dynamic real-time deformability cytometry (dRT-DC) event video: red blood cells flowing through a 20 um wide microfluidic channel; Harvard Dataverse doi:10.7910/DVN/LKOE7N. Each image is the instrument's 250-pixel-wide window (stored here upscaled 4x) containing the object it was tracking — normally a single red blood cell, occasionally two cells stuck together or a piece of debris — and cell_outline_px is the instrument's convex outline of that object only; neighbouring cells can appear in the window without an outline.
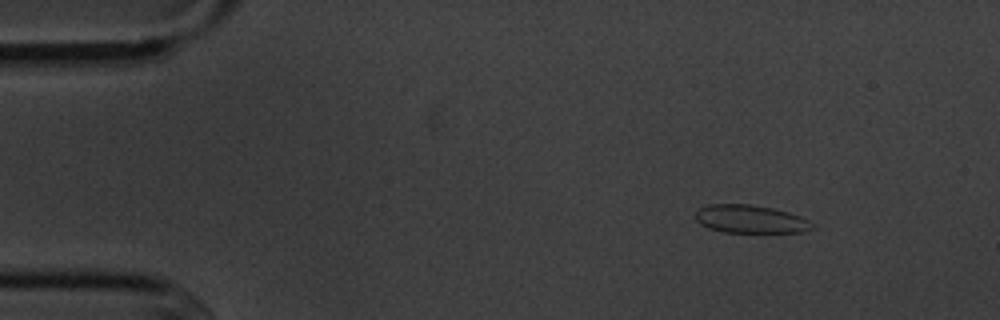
{"species": "common noctule bat (a hibernating species)", "species_latin": "Nyctalus noctula", "temperature_condition": "cold", "stored_images_in_passage": 3, "camera_frame_rate_fps": 3000, "um_per_image_px": 0.085, "animal": {"sex": "male", "body_mass_g": 20.1, "forearm_length_mm": 53.5}, "frame": {"image": 1, "passage_image": 1, "time_ms": 0.0, "image_size_px": [1000, 320], "cell_outline_px": [[812, 228], [804, 232], [724, 232], [708, 228], [700, 224], [696, 220], [696, 208], [708, 204], [748, 204], [772, 208], [788, 212], [800, 216], [808, 220], [812, 224]], "centroid_in_image_um": [63.73, 18.62], "position_along_channel_um": 21.3, "area_um2": 19.07}}
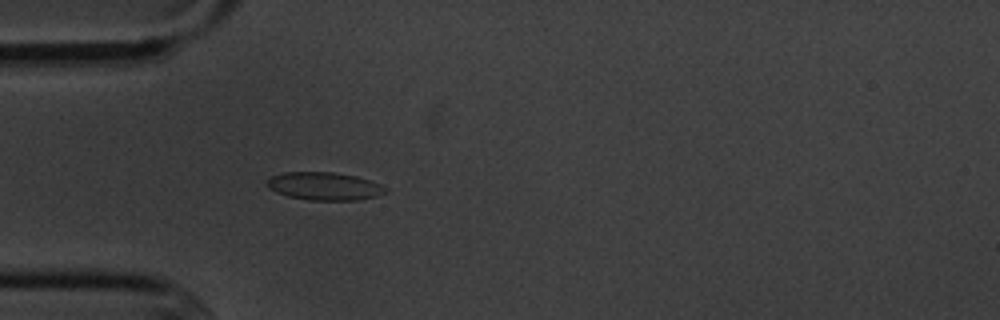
{"frame": {"image": 2, "passage_image": 3, "time_ms": 3.0, "image_size_px": [1000, 320], "cell_outline_px": [[388, 192], [376, 196], [356, 200], [308, 200], [288, 196], [276, 192], [268, 188], [268, 180], [272, 176], [284, 172], [332, 172], [356, 176], [380, 184], [388, 188]], "centroid_in_image_um": [27.59, 15.83], "position_along_channel_um": 57.4, "area_um2": 19.19}}